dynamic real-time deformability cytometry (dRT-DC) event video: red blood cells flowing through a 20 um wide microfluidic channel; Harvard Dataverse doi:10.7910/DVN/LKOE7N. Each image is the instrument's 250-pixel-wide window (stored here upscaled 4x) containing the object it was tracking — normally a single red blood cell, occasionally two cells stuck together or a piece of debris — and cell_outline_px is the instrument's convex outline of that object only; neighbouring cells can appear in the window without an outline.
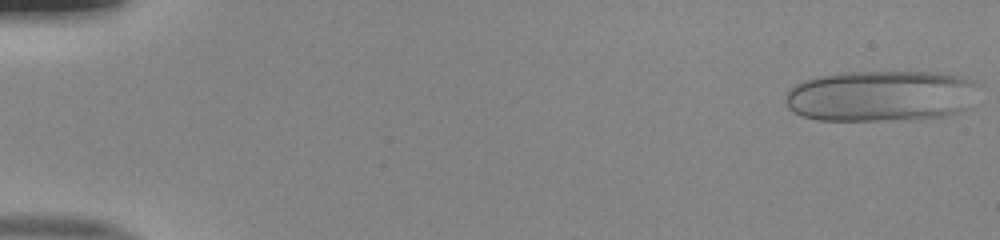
{"species": "human", "species_latin": "Homo sapiens", "temperature_condition": "room temperature", "stored_images_in_passage": 50, "camera_frame_rate_fps": 3000, "um_per_image_px": 0.085, "donor": {"sex": "male"}, "frame": {"image": 1, "passage_image": 1, "time_ms": 0.0, "image_size_px": [1000, 240], "cell_outline_px": [[984, 88], [972, 108], [948, 116], [876, 120], [816, 120], [800, 116], [788, 108], [784, 100], [784, 92], [788, 88], [804, 80], [820, 76], [844, 72], [936, 72], [960, 76], [972, 80], [980, 84]], "centroid_in_image_um": [74.97, 8.15], "position_along_channel_um": 10.0, "area_um2": 58.84}}
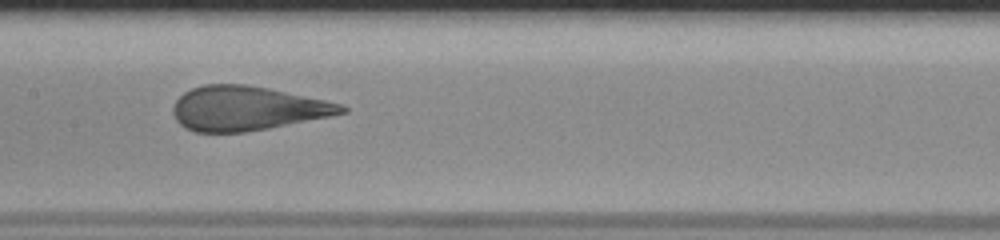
{"frame": {"image": 2, "passage_image": 26, "time_ms": 8.333, "image_size_px": [1000, 240], "cell_outline_px": [[348, 112], [268, 128], [244, 132], [196, 132], [184, 128], [176, 120], [172, 112], [172, 108], [176, 100], [184, 92], [192, 88], [204, 84], [244, 84], [268, 88], [344, 104], [348, 108]], "centroid_in_image_um": [20.97, 9.21], "position_along_channel_um": 186.4, "area_um2": 43.29}}
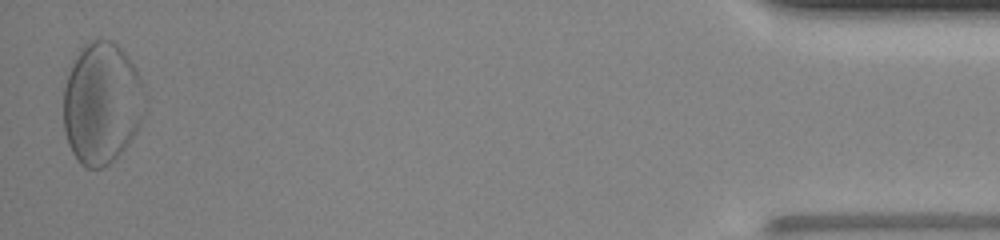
{"frame": {"image": 3, "passage_image": 50, "time_ms": 16.333, "image_size_px": [1000, 240], "cell_outline_px": [[148, 104], [144, 116], [136, 132], [128, 144], [104, 168], [88, 168], [80, 164], [72, 152], [68, 144], [64, 132], [64, 88], [68, 76], [80, 48], [88, 40], [108, 40], [116, 44], [128, 56], [136, 68], [140, 76], [148, 96]], "centroid_in_image_um": [8.7, 8.78], "position_along_channel_um": 426.5, "area_um2": 58.32}, "authors_computed_cell_mechanics": {"area_um2": 45.1418, "velocity_mm_per_s": 4.0157, "shape_relaxation_time_tau1_ms": 10.3705, "shape_relaxation_time_tau2_ms": null, "deformation_change_tau1": 0.3135, "deformation_change_tau2": null}}